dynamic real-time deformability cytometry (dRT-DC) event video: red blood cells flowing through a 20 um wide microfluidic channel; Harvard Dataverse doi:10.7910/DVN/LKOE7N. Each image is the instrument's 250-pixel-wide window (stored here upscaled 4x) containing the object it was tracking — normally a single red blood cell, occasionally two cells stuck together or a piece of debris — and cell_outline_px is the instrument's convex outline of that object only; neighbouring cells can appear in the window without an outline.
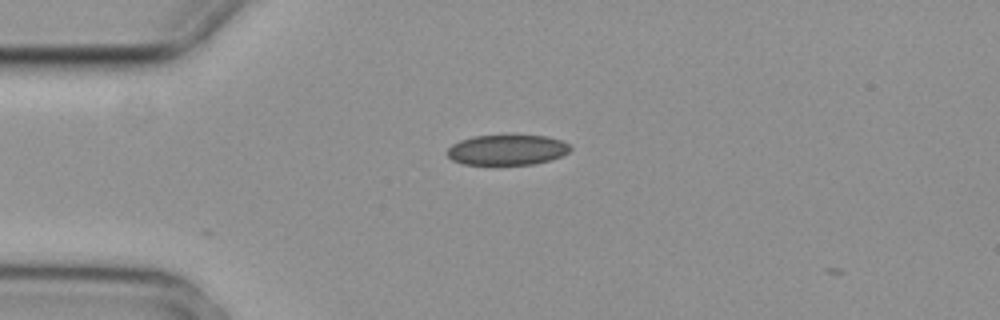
{"species": "common noctule bat (a hibernating species)", "species_latin": "Nyctalus noctula", "temperature_condition": "cold", "stored_images_in_passage": 5, "camera_frame_rate_fps": 3000, "um_per_image_px": 0.085, "animal": {"sex": "female", "body_mass_g": 29.2, "forearm_length_mm": 56.3}, "frame": {"image": 1, "passage_image": 5, "time_ms": 1.333, "image_size_px": [1000, 320], "cell_outline_px": [[572, 148], [568, 152], [560, 156], [548, 160], [532, 164], [464, 164], [452, 160], [444, 152], [452, 144], [460, 140], [472, 136], [548, 136], [560, 140], [568, 144]], "centroid_in_image_um": [43.06, 12.74], "position_along_channel_um": 41.9, "area_um2": 21.5}}